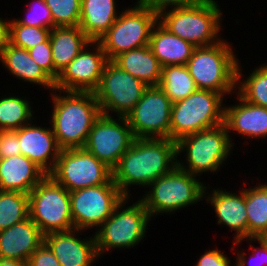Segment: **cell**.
<instances>
[{"label":"cell","instance_id":"7","mask_svg":"<svg viewBox=\"0 0 267 266\" xmlns=\"http://www.w3.org/2000/svg\"><path fill=\"white\" fill-rule=\"evenodd\" d=\"M158 19V13L137 5L120 14L98 40L107 60H113L123 52L148 46L151 32Z\"/></svg>","mask_w":267,"mask_h":266},{"label":"cell","instance_id":"18","mask_svg":"<svg viewBox=\"0 0 267 266\" xmlns=\"http://www.w3.org/2000/svg\"><path fill=\"white\" fill-rule=\"evenodd\" d=\"M74 231L51 232L44 235V243L56 256L61 266H90L98 257L95 237L79 240Z\"/></svg>","mask_w":267,"mask_h":266},{"label":"cell","instance_id":"43","mask_svg":"<svg viewBox=\"0 0 267 266\" xmlns=\"http://www.w3.org/2000/svg\"><path fill=\"white\" fill-rule=\"evenodd\" d=\"M257 240L260 243V248L262 249V252L264 253L265 257H267V243L263 238H257Z\"/></svg>","mask_w":267,"mask_h":266},{"label":"cell","instance_id":"40","mask_svg":"<svg viewBox=\"0 0 267 266\" xmlns=\"http://www.w3.org/2000/svg\"><path fill=\"white\" fill-rule=\"evenodd\" d=\"M229 262L230 260L218 250H212L201 256L197 266H230Z\"/></svg>","mask_w":267,"mask_h":266},{"label":"cell","instance_id":"35","mask_svg":"<svg viewBox=\"0 0 267 266\" xmlns=\"http://www.w3.org/2000/svg\"><path fill=\"white\" fill-rule=\"evenodd\" d=\"M34 2L36 4L33 5L34 6L33 9L31 7L30 11L32 15L30 14L31 16H28V18L26 16V19H20L16 21L20 24H24L27 26H35V27H42L49 29L56 27L53 22L51 11L49 7L46 5L45 0H35Z\"/></svg>","mask_w":267,"mask_h":266},{"label":"cell","instance_id":"4","mask_svg":"<svg viewBox=\"0 0 267 266\" xmlns=\"http://www.w3.org/2000/svg\"><path fill=\"white\" fill-rule=\"evenodd\" d=\"M221 11L214 0H202L199 4L174 7L169 12L161 11L159 21L174 35L186 40L195 47L218 43L214 37L220 30Z\"/></svg>","mask_w":267,"mask_h":266},{"label":"cell","instance_id":"19","mask_svg":"<svg viewBox=\"0 0 267 266\" xmlns=\"http://www.w3.org/2000/svg\"><path fill=\"white\" fill-rule=\"evenodd\" d=\"M44 242V234L29 217L0 231V257L28 262Z\"/></svg>","mask_w":267,"mask_h":266},{"label":"cell","instance_id":"5","mask_svg":"<svg viewBox=\"0 0 267 266\" xmlns=\"http://www.w3.org/2000/svg\"><path fill=\"white\" fill-rule=\"evenodd\" d=\"M222 93L197 89L187 98L172 103L170 140L214 128L224 123Z\"/></svg>","mask_w":267,"mask_h":266},{"label":"cell","instance_id":"28","mask_svg":"<svg viewBox=\"0 0 267 266\" xmlns=\"http://www.w3.org/2000/svg\"><path fill=\"white\" fill-rule=\"evenodd\" d=\"M247 239L267 234V184L246 189Z\"/></svg>","mask_w":267,"mask_h":266},{"label":"cell","instance_id":"25","mask_svg":"<svg viewBox=\"0 0 267 266\" xmlns=\"http://www.w3.org/2000/svg\"><path fill=\"white\" fill-rule=\"evenodd\" d=\"M112 61L147 86L160 82L162 66L149 45L123 52Z\"/></svg>","mask_w":267,"mask_h":266},{"label":"cell","instance_id":"33","mask_svg":"<svg viewBox=\"0 0 267 266\" xmlns=\"http://www.w3.org/2000/svg\"><path fill=\"white\" fill-rule=\"evenodd\" d=\"M242 83L238 95L253 105L267 108V65L255 69Z\"/></svg>","mask_w":267,"mask_h":266},{"label":"cell","instance_id":"8","mask_svg":"<svg viewBox=\"0 0 267 266\" xmlns=\"http://www.w3.org/2000/svg\"><path fill=\"white\" fill-rule=\"evenodd\" d=\"M195 176L175 166L169 173L153 181L150 184L152 191L141 199L150 217L164 211L175 212L200 201L206 187Z\"/></svg>","mask_w":267,"mask_h":266},{"label":"cell","instance_id":"3","mask_svg":"<svg viewBox=\"0 0 267 266\" xmlns=\"http://www.w3.org/2000/svg\"><path fill=\"white\" fill-rule=\"evenodd\" d=\"M238 64L228 44L220 40L214 45L195 47L186 66L198 89L224 95L238 84Z\"/></svg>","mask_w":267,"mask_h":266},{"label":"cell","instance_id":"32","mask_svg":"<svg viewBox=\"0 0 267 266\" xmlns=\"http://www.w3.org/2000/svg\"><path fill=\"white\" fill-rule=\"evenodd\" d=\"M51 29L27 26L16 20L9 22L8 42L16 47L29 50L39 43L45 42L50 36Z\"/></svg>","mask_w":267,"mask_h":266},{"label":"cell","instance_id":"12","mask_svg":"<svg viewBox=\"0 0 267 266\" xmlns=\"http://www.w3.org/2000/svg\"><path fill=\"white\" fill-rule=\"evenodd\" d=\"M142 81L122 70L112 60L105 64L98 88L94 91L101 114L114 110L126 117L142 98L146 89Z\"/></svg>","mask_w":267,"mask_h":266},{"label":"cell","instance_id":"11","mask_svg":"<svg viewBox=\"0 0 267 266\" xmlns=\"http://www.w3.org/2000/svg\"><path fill=\"white\" fill-rule=\"evenodd\" d=\"M124 197L115 207L112 215L101 225L100 231L95 234L96 248L98 256L108 248L131 247L145 237V230L150 219V214L144 206L142 200L118 211L126 203Z\"/></svg>","mask_w":267,"mask_h":266},{"label":"cell","instance_id":"20","mask_svg":"<svg viewBox=\"0 0 267 266\" xmlns=\"http://www.w3.org/2000/svg\"><path fill=\"white\" fill-rule=\"evenodd\" d=\"M46 174L24 155L0 159V190L29 194Z\"/></svg>","mask_w":267,"mask_h":266},{"label":"cell","instance_id":"23","mask_svg":"<svg viewBox=\"0 0 267 266\" xmlns=\"http://www.w3.org/2000/svg\"><path fill=\"white\" fill-rule=\"evenodd\" d=\"M212 197H208L218 217V224L224 223L236 234V244L247 238L246 190L240 196L229 192L213 190ZM211 198V199H210Z\"/></svg>","mask_w":267,"mask_h":266},{"label":"cell","instance_id":"41","mask_svg":"<svg viewBox=\"0 0 267 266\" xmlns=\"http://www.w3.org/2000/svg\"><path fill=\"white\" fill-rule=\"evenodd\" d=\"M9 22L2 21L0 18V53L8 43Z\"/></svg>","mask_w":267,"mask_h":266},{"label":"cell","instance_id":"45","mask_svg":"<svg viewBox=\"0 0 267 266\" xmlns=\"http://www.w3.org/2000/svg\"><path fill=\"white\" fill-rule=\"evenodd\" d=\"M263 239L266 241L267 243V234L263 237Z\"/></svg>","mask_w":267,"mask_h":266},{"label":"cell","instance_id":"34","mask_svg":"<svg viewBox=\"0 0 267 266\" xmlns=\"http://www.w3.org/2000/svg\"><path fill=\"white\" fill-rule=\"evenodd\" d=\"M45 2L56 27L79 26L81 0H45Z\"/></svg>","mask_w":267,"mask_h":266},{"label":"cell","instance_id":"1","mask_svg":"<svg viewBox=\"0 0 267 266\" xmlns=\"http://www.w3.org/2000/svg\"><path fill=\"white\" fill-rule=\"evenodd\" d=\"M176 155V141L169 138H136L112 170L113 182L128 197L129 185L150 186L169 173L177 166Z\"/></svg>","mask_w":267,"mask_h":266},{"label":"cell","instance_id":"6","mask_svg":"<svg viewBox=\"0 0 267 266\" xmlns=\"http://www.w3.org/2000/svg\"><path fill=\"white\" fill-rule=\"evenodd\" d=\"M29 218L44 235L73 230L70 192L46 175L29 193Z\"/></svg>","mask_w":267,"mask_h":266},{"label":"cell","instance_id":"22","mask_svg":"<svg viewBox=\"0 0 267 266\" xmlns=\"http://www.w3.org/2000/svg\"><path fill=\"white\" fill-rule=\"evenodd\" d=\"M241 104L225 107L224 124L227 130L248 137L267 136V108L253 105L238 95Z\"/></svg>","mask_w":267,"mask_h":266},{"label":"cell","instance_id":"21","mask_svg":"<svg viewBox=\"0 0 267 266\" xmlns=\"http://www.w3.org/2000/svg\"><path fill=\"white\" fill-rule=\"evenodd\" d=\"M50 31L51 53L54 63V81L63 69L83 50L87 45L95 44L91 41L79 26L54 27Z\"/></svg>","mask_w":267,"mask_h":266},{"label":"cell","instance_id":"16","mask_svg":"<svg viewBox=\"0 0 267 266\" xmlns=\"http://www.w3.org/2000/svg\"><path fill=\"white\" fill-rule=\"evenodd\" d=\"M95 53L83 50L63 69L55 80L56 89L64 92H94L100 83L107 58L96 41ZM85 51V52H84Z\"/></svg>","mask_w":267,"mask_h":266},{"label":"cell","instance_id":"9","mask_svg":"<svg viewBox=\"0 0 267 266\" xmlns=\"http://www.w3.org/2000/svg\"><path fill=\"white\" fill-rule=\"evenodd\" d=\"M225 124L206 129L182 137L176 142L177 154L187 150L186 169L181 163L177 166L191 175L205 171H217L220 164L227 158L232 147Z\"/></svg>","mask_w":267,"mask_h":266},{"label":"cell","instance_id":"44","mask_svg":"<svg viewBox=\"0 0 267 266\" xmlns=\"http://www.w3.org/2000/svg\"><path fill=\"white\" fill-rule=\"evenodd\" d=\"M245 256L243 254L238 255L237 265L236 266H246Z\"/></svg>","mask_w":267,"mask_h":266},{"label":"cell","instance_id":"31","mask_svg":"<svg viewBox=\"0 0 267 266\" xmlns=\"http://www.w3.org/2000/svg\"><path fill=\"white\" fill-rule=\"evenodd\" d=\"M32 117L31 107L26 100L18 97L0 100V131L20 129Z\"/></svg>","mask_w":267,"mask_h":266},{"label":"cell","instance_id":"37","mask_svg":"<svg viewBox=\"0 0 267 266\" xmlns=\"http://www.w3.org/2000/svg\"><path fill=\"white\" fill-rule=\"evenodd\" d=\"M17 130L0 131V159L21 155Z\"/></svg>","mask_w":267,"mask_h":266},{"label":"cell","instance_id":"27","mask_svg":"<svg viewBox=\"0 0 267 266\" xmlns=\"http://www.w3.org/2000/svg\"><path fill=\"white\" fill-rule=\"evenodd\" d=\"M0 59L16 77L55 90V81L31 58L28 50L8 42L0 53Z\"/></svg>","mask_w":267,"mask_h":266},{"label":"cell","instance_id":"39","mask_svg":"<svg viewBox=\"0 0 267 266\" xmlns=\"http://www.w3.org/2000/svg\"><path fill=\"white\" fill-rule=\"evenodd\" d=\"M202 0H138L137 6L150 9L156 13L165 11L167 6L186 7L199 4Z\"/></svg>","mask_w":267,"mask_h":266},{"label":"cell","instance_id":"26","mask_svg":"<svg viewBox=\"0 0 267 266\" xmlns=\"http://www.w3.org/2000/svg\"><path fill=\"white\" fill-rule=\"evenodd\" d=\"M114 0H81L79 28L91 41H98L119 17Z\"/></svg>","mask_w":267,"mask_h":266},{"label":"cell","instance_id":"36","mask_svg":"<svg viewBox=\"0 0 267 266\" xmlns=\"http://www.w3.org/2000/svg\"><path fill=\"white\" fill-rule=\"evenodd\" d=\"M31 58L54 80V63L50 39L28 50Z\"/></svg>","mask_w":267,"mask_h":266},{"label":"cell","instance_id":"38","mask_svg":"<svg viewBox=\"0 0 267 266\" xmlns=\"http://www.w3.org/2000/svg\"><path fill=\"white\" fill-rule=\"evenodd\" d=\"M27 266H61L56 256L43 242L30 256Z\"/></svg>","mask_w":267,"mask_h":266},{"label":"cell","instance_id":"17","mask_svg":"<svg viewBox=\"0 0 267 266\" xmlns=\"http://www.w3.org/2000/svg\"><path fill=\"white\" fill-rule=\"evenodd\" d=\"M17 137L21 155L26 156L46 175H49L53 171L62 150L57 143L53 130L35 127L26 122L24 126L17 129ZM50 157H53V160L47 164Z\"/></svg>","mask_w":267,"mask_h":266},{"label":"cell","instance_id":"30","mask_svg":"<svg viewBox=\"0 0 267 266\" xmlns=\"http://www.w3.org/2000/svg\"><path fill=\"white\" fill-rule=\"evenodd\" d=\"M29 217V194L0 190V231Z\"/></svg>","mask_w":267,"mask_h":266},{"label":"cell","instance_id":"42","mask_svg":"<svg viewBox=\"0 0 267 266\" xmlns=\"http://www.w3.org/2000/svg\"><path fill=\"white\" fill-rule=\"evenodd\" d=\"M0 266H27L24 261L0 257Z\"/></svg>","mask_w":267,"mask_h":266},{"label":"cell","instance_id":"24","mask_svg":"<svg viewBox=\"0 0 267 266\" xmlns=\"http://www.w3.org/2000/svg\"><path fill=\"white\" fill-rule=\"evenodd\" d=\"M157 25L151 32L149 47L161 66L186 65L195 46L171 33L160 22Z\"/></svg>","mask_w":267,"mask_h":266},{"label":"cell","instance_id":"13","mask_svg":"<svg viewBox=\"0 0 267 266\" xmlns=\"http://www.w3.org/2000/svg\"><path fill=\"white\" fill-rule=\"evenodd\" d=\"M125 196L111 178L106 184L70 192L74 231L101 226Z\"/></svg>","mask_w":267,"mask_h":266},{"label":"cell","instance_id":"29","mask_svg":"<svg viewBox=\"0 0 267 266\" xmlns=\"http://www.w3.org/2000/svg\"><path fill=\"white\" fill-rule=\"evenodd\" d=\"M172 103L183 100L198 88L186 65H168L162 67L158 84Z\"/></svg>","mask_w":267,"mask_h":266},{"label":"cell","instance_id":"15","mask_svg":"<svg viewBox=\"0 0 267 266\" xmlns=\"http://www.w3.org/2000/svg\"><path fill=\"white\" fill-rule=\"evenodd\" d=\"M118 117L122 120L121 125L111 115L101 114L93 123L83 147L111 170L136 139L126 117Z\"/></svg>","mask_w":267,"mask_h":266},{"label":"cell","instance_id":"2","mask_svg":"<svg viewBox=\"0 0 267 266\" xmlns=\"http://www.w3.org/2000/svg\"><path fill=\"white\" fill-rule=\"evenodd\" d=\"M53 95V132L59 147L83 148L93 123L101 115L94 92H66Z\"/></svg>","mask_w":267,"mask_h":266},{"label":"cell","instance_id":"10","mask_svg":"<svg viewBox=\"0 0 267 266\" xmlns=\"http://www.w3.org/2000/svg\"><path fill=\"white\" fill-rule=\"evenodd\" d=\"M69 192L106 184L112 170L84 148L61 150L53 171L49 174Z\"/></svg>","mask_w":267,"mask_h":266},{"label":"cell","instance_id":"14","mask_svg":"<svg viewBox=\"0 0 267 266\" xmlns=\"http://www.w3.org/2000/svg\"><path fill=\"white\" fill-rule=\"evenodd\" d=\"M171 107V100L159 85L147 86L126 116L135 138L170 139Z\"/></svg>","mask_w":267,"mask_h":266}]
</instances>
